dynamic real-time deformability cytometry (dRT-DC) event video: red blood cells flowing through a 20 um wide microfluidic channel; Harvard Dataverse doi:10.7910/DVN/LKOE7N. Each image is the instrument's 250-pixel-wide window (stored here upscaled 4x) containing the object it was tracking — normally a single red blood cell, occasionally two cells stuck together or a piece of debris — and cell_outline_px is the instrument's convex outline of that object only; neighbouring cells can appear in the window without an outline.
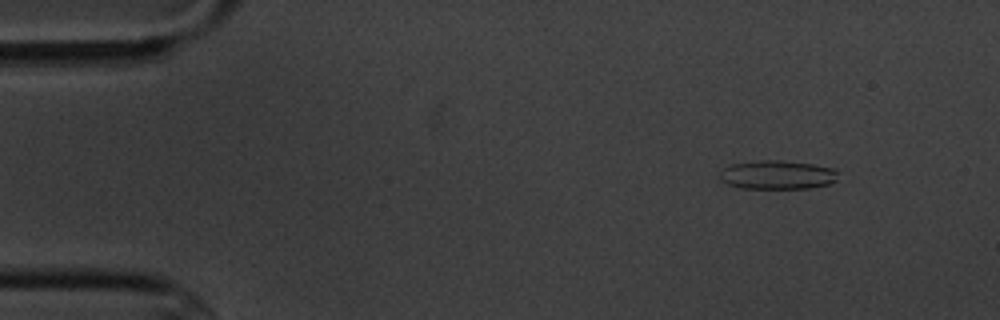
{"species": "common noctule bat (a hibernating species)", "species_latin": "Nyctalus noctula", "temperature_condition": "cold", "stored_images_in_passage": 53, "camera_frame_rate_fps": 3000, "um_per_image_px": 0.085, "animal": {"sex": "male", "body_mass_g": 20.1, "forearm_length_mm": 53.5}, "frame": {"image": 1, "passage_image": 2, "time_ms": 0.333, "image_size_px": [1000, 320], "cell_outline_px": [[840, 172], [836, 180], [828, 184], [808, 188], [744, 188], [728, 184], [720, 180], [720, 172], [724, 168], [732, 164], [764, 160], [780, 160], [812, 164], [836, 168]], "centroid_in_image_um": [66.12, 14.85], "position_along_channel_um": 18.9, "area_um2": 19.83}}
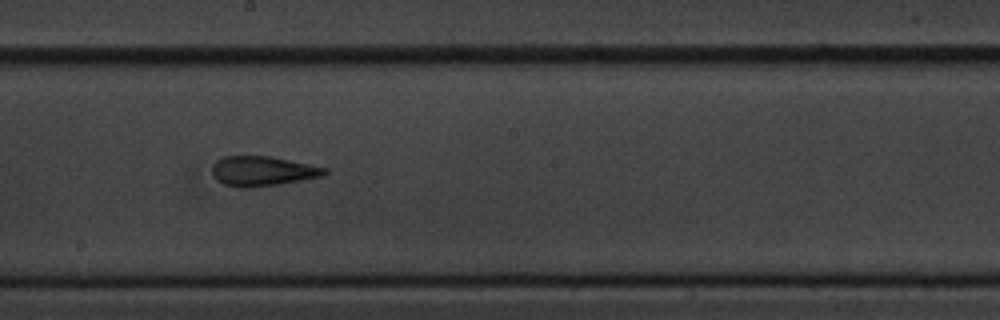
{"frame": {"image": 2, "passage_image": 27, "time_ms": 8.667, "image_size_px": [1000, 320], "cell_outline_px": [[328, 172], [320, 176], [300, 180], [276, 184], [248, 188], [240, 188], [224, 184], [216, 180], [212, 172], [212, 164], [216, 160], [224, 156], [272, 156], [328, 168]], "centroid_in_image_um": [22.27, 14.53], "position_along_channel_um": 225.9, "area_um2": 19.48}}
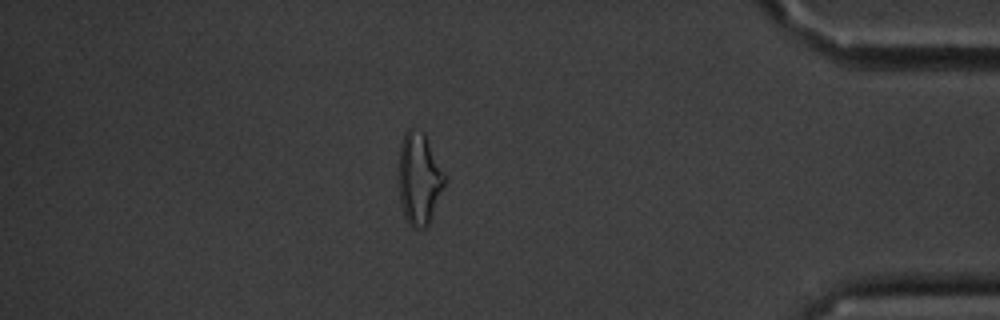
{"frame": {"image": 3, "passage_image": 45, "time_ms": 14.667, "image_size_px": [1000, 320], "cell_outline_px": [[448, 180], [428, 224], [424, 228], [412, 228], [404, 216], [400, 200], [396, 180], [396, 168], [400, 144], [404, 132], [408, 128], [412, 128], [424, 132]], "centroid_in_image_um": [35.59, 15.16], "position_along_channel_um": 399.6, "area_um2": 25.55}, "authors_computed_cell_mechanics": {"area_um2": 19.8254, "velocity_mm_per_s": 3.5045, "shape_relaxation_time_tau1_ms": 11.1444, "shape_relaxation_time_tau2_ms": 3.2727, "deformation_change_tau1": 0.2646, "deformation_change_tau2": 0.1406}}